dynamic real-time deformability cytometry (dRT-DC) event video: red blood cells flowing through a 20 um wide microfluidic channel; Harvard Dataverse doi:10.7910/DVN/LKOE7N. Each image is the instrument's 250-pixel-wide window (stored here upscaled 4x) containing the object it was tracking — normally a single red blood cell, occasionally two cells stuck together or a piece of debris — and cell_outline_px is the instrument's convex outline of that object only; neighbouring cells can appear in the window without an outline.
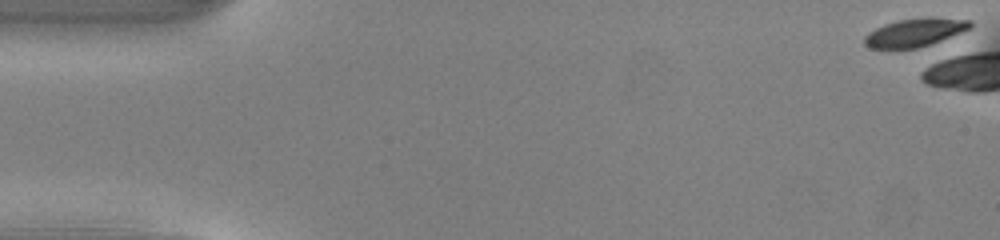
{"species": "common noctule bat (a hibernating species)", "species_latin": "Nyctalus noctula", "temperature_condition": "warm", "stored_images_in_passage": 4, "camera_frame_rate_fps": 3000, "um_per_image_px": 0.085, "animal": {"sex": "male", "body_mass_g": 13.0, "forearm_length_mm": 53.1}, "frame": {"image": 1, "passage_image": 1, "time_ms": 0.0, "image_size_px": [1000, 240], "cell_outline_px": [[972, 28], [940, 40], [916, 48], [868, 48], [864, 44], [864, 36], [868, 32], [884, 24], [900, 20], [932, 16], [972, 20]], "centroid_in_image_um": [77.78, 2.74], "position_along_channel_um": 7.2, "area_um2": 17.34}}